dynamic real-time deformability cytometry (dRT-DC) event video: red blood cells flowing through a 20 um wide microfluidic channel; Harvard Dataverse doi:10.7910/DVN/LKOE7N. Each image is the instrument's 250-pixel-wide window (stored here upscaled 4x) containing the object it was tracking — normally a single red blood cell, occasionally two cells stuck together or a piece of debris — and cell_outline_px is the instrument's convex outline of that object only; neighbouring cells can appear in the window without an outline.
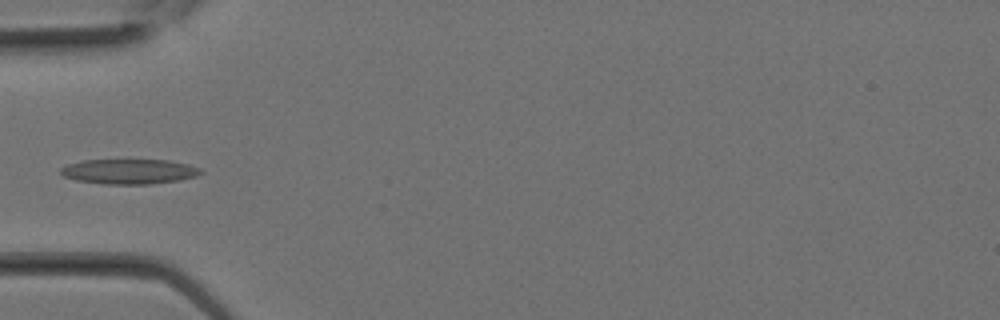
{"species": "Egyptian fruit bat (a non-hibernating species)", "species_latin": "Rousettus aegyptiacus", "temperature_condition": "room temperature", "stored_images_in_passage": 4, "camera_frame_rate_fps": 3000, "um_per_image_px": 0.085, "animal": {"sex": "female"}, "frame": {"image": 1, "passage_image": 3, "time_ms": 0.667, "image_size_px": [1000, 320], "cell_outline_px": [[204, 172], [196, 176], [180, 180], [152, 184], [100, 184], [76, 180], [64, 176], [60, 172], [60, 168], [68, 164], [84, 160], [168, 160], [188, 164], [200, 168]], "centroid_in_image_um": [10.99, 14.58], "position_along_channel_um": 74.0, "area_um2": 20.46}}